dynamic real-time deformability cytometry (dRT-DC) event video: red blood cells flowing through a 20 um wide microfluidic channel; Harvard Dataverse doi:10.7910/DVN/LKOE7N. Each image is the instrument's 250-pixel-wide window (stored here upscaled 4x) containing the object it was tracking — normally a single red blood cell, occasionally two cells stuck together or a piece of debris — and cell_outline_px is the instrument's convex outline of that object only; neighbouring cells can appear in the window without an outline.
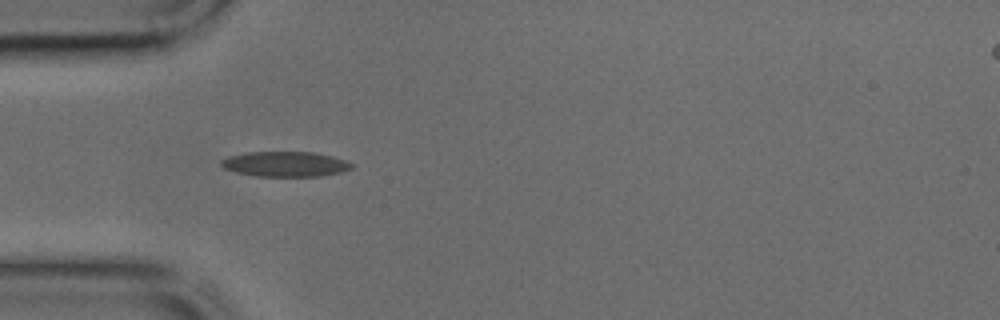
{"species": "common noctule bat (a hibernating species)", "species_latin": "Nyctalus noctula", "temperature_condition": "cold", "stored_images_in_passage": 9, "camera_frame_rate_fps": 3000, "um_per_image_px": 0.085, "animal": {"sex": "male", "body_mass_g": 17.9, "forearm_length_mm": 54.2}, "frame": {"image": 1, "passage_image": 3, "time_ms": 0.667, "image_size_px": [1000, 320], "cell_outline_px": [[352, 168], [344, 172], [320, 176], [256, 176], [236, 172], [224, 168], [220, 164], [220, 160], [228, 156], [244, 152], [316, 152], [332, 156], [344, 160], [352, 164]], "centroid_in_image_um": [24.23, 13.94], "position_along_channel_um": 60.8, "area_um2": 19.19}}